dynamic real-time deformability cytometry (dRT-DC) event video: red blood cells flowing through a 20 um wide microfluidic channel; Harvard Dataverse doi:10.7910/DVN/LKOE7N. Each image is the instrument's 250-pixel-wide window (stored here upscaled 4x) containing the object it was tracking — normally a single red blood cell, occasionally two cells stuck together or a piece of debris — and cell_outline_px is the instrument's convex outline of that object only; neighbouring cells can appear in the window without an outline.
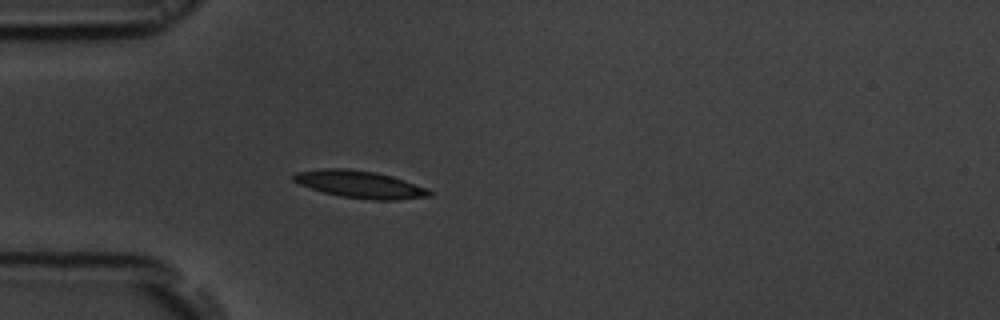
{"species": "common noctule bat (a hibernating species)", "species_latin": "Nyctalus noctula", "temperature_condition": "room temperature", "stored_images_in_passage": 39, "camera_frame_rate_fps": 3000, "um_per_image_px": 0.085, "animal": {"sex": "male", "body_mass_g": 19.5, "forearm_length_mm": 54.6}, "frame": {"image": 1, "passage_image": 1, "time_ms": 0.0, "image_size_px": [1000, 320], "cell_outline_px": [[432, 196], [396, 200], [372, 200], [340, 196], [324, 192], [300, 184], [292, 180], [292, 176], [296, 172], [324, 168], [348, 168], [376, 172], [392, 176], [428, 188], [432, 192]], "centroid_in_image_um": [30.62, 15.67], "position_along_channel_um": 54.4, "area_um2": 21.62}}
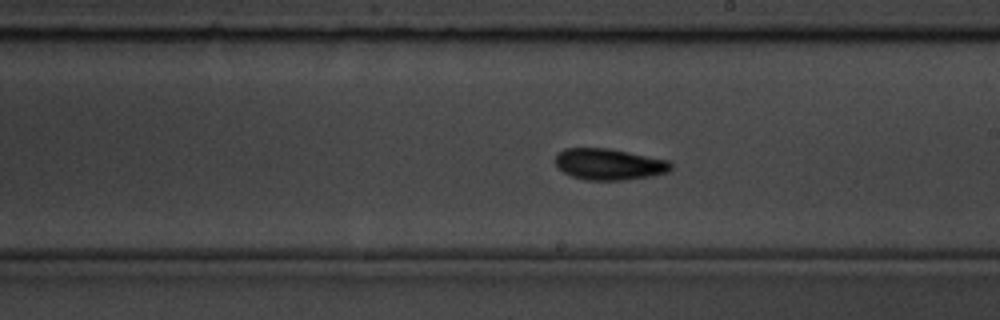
{"frame": {"image": 2, "passage_image": 16, "time_ms": 5.0, "image_size_px": [1000, 320], "cell_outline_px": [[672, 168], [668, 172], [652, 176], [624, 180], [584, 180], [572, 176], [564, 172], [556, 164], [556, 156], [564, 148], [608, 148], [668, 160], [672, 164]], "centroid_in_image_um": [51.79, 13.96], "position_along_channel_um": 237.2, "area_um2": 20.98}}
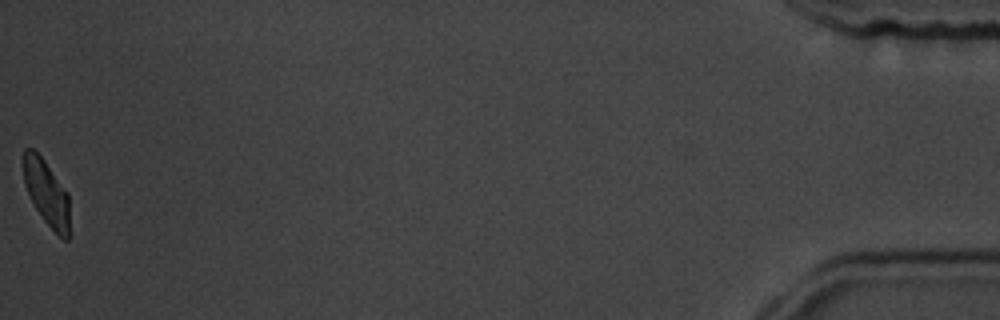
{"frame": {"image": 3, "passage_image": 39, "time_ms": 12.667, "image_size_px": [1000, 320], "cell_outline_px": [[68, 240], [64, 240], [44, 220], [36, 208], [24, 184], [20, 156], [24, 148], [32, 148], [44, 160], [68, 192]], "centroid_in_image_um": [3.9, 16.29], "position_along_channel_um": 431.3, "area_um2": 17.63}, "authors_computed_cell_mechanics": {"area_um2": 20.1144, "velocity_mm_per_s": 3.821, "shape_relaxation_time_tau1_ms": 2.8349, "shape_relaxation_time_tau2_ms": 1.4639, "deformation_change_tau1": 0.1348, "deformation_change_tau2": 0.063}}